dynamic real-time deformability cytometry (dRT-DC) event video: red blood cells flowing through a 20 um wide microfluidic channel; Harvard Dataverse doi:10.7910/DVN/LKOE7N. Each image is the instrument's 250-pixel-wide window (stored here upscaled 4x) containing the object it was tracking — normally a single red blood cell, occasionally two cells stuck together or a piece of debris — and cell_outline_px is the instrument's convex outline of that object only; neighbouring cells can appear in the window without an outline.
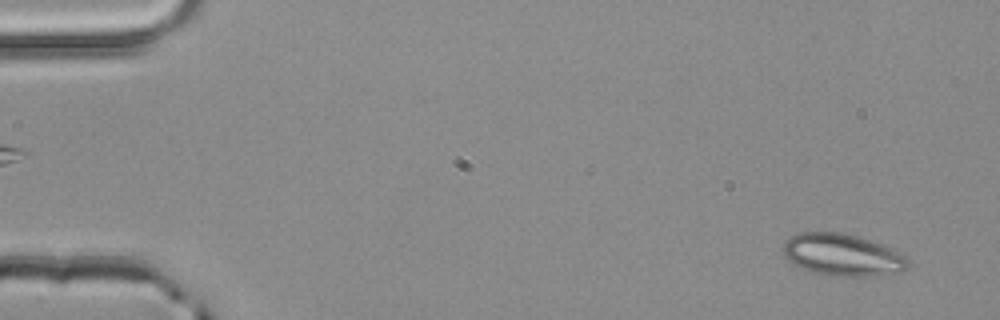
{"species": "common noctule bat (a hibernating species)", "species_latin": "Nyctalus noctula", "temperature_condition": "room temperature", "stored_images_in_passage": 53, "camera_frame_rate_fps": 3000, "um_per_image_px": 0.085, "animal": {"sex": "male", "body_mass_g": 20.4}, "frame": {"image": 1, "passage_image": 3, "time_ms": 0.667, "image_size_px": [1000, 320], "cell_outline_px": [[908, 264], [900, 272], [872, 276], [844, 276], [816, 272], [792, 264], [784, 256], [784, 240], [800, 232], [840, 232], [856, 236], [904, 252], [908, 260]], "centroid_in_image_um": [71.62, 21.65], "position_along_channel_um": 13.4, "area_um2": 30.29}}
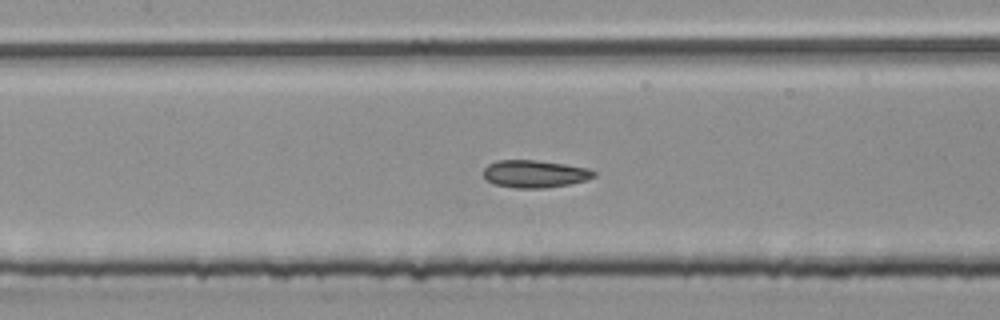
{"frame": {"image": 2, "passage_image": 24, "time_ms": 7.667, "image_size_px": [1000, 320], "cell_outline_px": [[596, 176], [588, 180], [568, 184], [544, 188], [516, 188], [492, 184], [484, 176], [484, 168], [488, 164], [496, 160], [536, 160], [564, 164], [588, 168], [596, 172]], "centroid_in_image_um": [45.46, 14.78], "position_along_channel_um": 161.9, "area_um2": 17.74}}
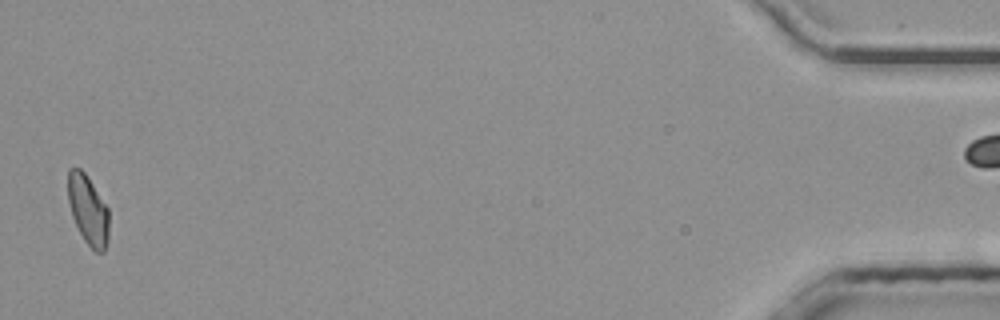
{"frame": {"image": 3, "passage_image": 51, "time_ms": 16.667, "image_size_px": [1000, 320], "cell_outline_px": [[108, 240], [104, 252], [96, 252], [84, 240], [72, 216], [68, 200], [68, 168], [80, 168], [84, 172], [108, 208]], "centroid_in_image_um": [7.48, 17.85], "position_along_channel_um": 427.7, "area_um2": 16.36}}